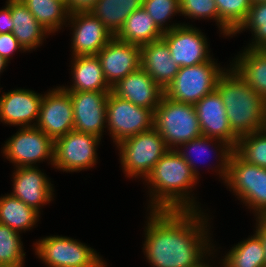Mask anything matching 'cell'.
Listing matches in <instances>:
<instances>
[{
	"instance_id": "obj_1",
	"label": "cell",
	"mask_w": 266,
	"mask_h": 267,
	"mask_svg": "<svg viewBox=\"0 0 266 267\" xmlns=\"http://www.w3.org/2000/svg\"><path fill=\"white\" fill-rule=\"evenodd\" d=\"M205 214L203 210H150L142 247L149 264L153 267H200L208 256H214L218 250L211 242L209 216Z\"/></svg>"
},
{
	"instance_id": "obj_2",
	"label": "cell",
	"mask_w": 266,
	"mask_h": 267,
	"mask_svg": "<svg viewBox=\"0 0 266 267\" xmlns=\"http://www.w3.org/2000/svg\"><path fill=\"white\" fill-rule=\"evenodd\" d=\"M199 178L176 149H169L144 180L149 191V210L201 211L192 194Z\"/></svg>"
},
{
	"instance_id": "obj_3",
	"label": "cell",
	"mask_w": 266,
	"mask_h": 267,
	"mask_svg": "<svg viewBox=\"0 0 266 267\" xmlns=\"http://www.w3.org/2000/svg\"><path fill=\"white\" fill-rule=\"evenodd\" d=\"M216 89L238 138L266 128V101L231 66L219 77Z\"/></svg>"
},
{
	"instance_id": "obj_4",
	"label": "cell",
	"mask_w": 266,
	"mask_h": 267,
	"mask_svg": "<svg viewBox=\"0 0 266 267\" xmlns=\"http://www.w3.org/2000/svg\"><path fill=\"white\" fill-rule=\"evenodd\" d=\"M154 128L168 149H177L202 136L195 106L173 101L165 95L154 110Z\"/></svg>"
},
{
	"instance_id": "obj_5",
	"label": "cell",
	"mask_w": 266,
	"mask_h": 267,
	"mask_svg": "<svg viewBox=\"0 0 266 267\" xmlns=\"http://www.w3.org/2000/svg\"><path fill=\"white\" fill-rule=\"evenodd\" d=\"M120 151V163L127 178L145 180L152 168L169 150L160 133L153 127L120 141L115 145Z\"/></svg>"
},
{
	"instance_id": "obj_6",
	"label": "cell",
	"mask_w": 266,
	"mask_h": 267,
	"mask_svg": "<svg viewBox=\"0 0 266 267\" xmlns=\"http://www.w3.org/2000/svg\"><path fill=\"white\" fill-rule=\"evenodd\" d=\"M224 183L238 200L255 213L254 216L266 214L265 168L248 163L233 151Z\"/></svg>"
},
{
	"instance_id": "obj_7",
	"label": "cell",
	"mask_w": 266,
	"mask_h": 267,
	"mask_svg": "<svg viewBox=\"0 0 266 267\" xmlns=\"http://www.w3.org/2000/svg\"><path fill=\"white\" fill-rule=\"evenodd\" d=\"M35 255L48 267H106L93 248L67 236H47L35 243Z\"/></svg>"
},
{
	"instance_id": "obj_8",
	"label": "cell",
	"mask_w": 266,
	"mask_h": 267,
	"mask_svg": "<svg viewBox=\"0 0 266 267\" xmlns=\"http://www.w3.org/2000/svg\"><path fill=\"white\" fill-rule=\"evenodd\" d=\"M215 60L179 67L173 81L165 88L164 95L179 103L195 105L216 89L219 77L227 69L220 67Z\"/></svg>"
},
{
	"instance_id": "obj_9",
	"label": "cell",
	"mask_w": 266,
	"mask_h": 267,
	"mask_svg": "<svg viewBox=\"0 0 266 267\" xmlns=\"http://www.w3.org/2000/svg\"><path fill=\"white\" fill-rule=\"evenodd\" d=\"M106 126L117 145L123 139L154 127V111L137 106L109 92L106 108Z\"/></svg>"
},
{
	"instance_id": "obj_10",
	"label": "cell",
	"mask_w": 266,
	"mask_h": 267,
	"mask_svg": "<svg viewBox=\"0 0 266 267\" xmlns=\"http://www.w3.org/2000/svg\"><path fill=\"white\" fill-rule=\"evenodd\" d=\"M5 158L17 167H36V163L49 160L54 163V141L36 127H23L5 142ZM35 164V165H34Z\"/></svg>"
},
{
	"instance_id": "obj_11",
	"label": "cell",
	"mask_w": 266,
	"mask_h": 267,
	"mask_svg": "<svg viewBox=\"0 0 266 267\" xmlns=\"http://www.w3.org/2000/svg\"><path fill=\"white\" fill-rule=\"evenodd\" d=\"M101 138L72 130L54 141L53 167L59 171L79 172L97 163Z\"/></svg>"
},
{
	"instance_id": "obj_12",
	"label": "cell",
	"mask_w": 266,
	"mask_h": 267,
	"mask_svg": "<svg viewBox=\"0 0 266 267\" xmlns=\"http://www.w3.org/2000/svg\"><path fill=\"white\" fill-rule=\"evenodd\" d=\"M35 127L53 141L74 130L73 104L68 91L57 86L43 95Z\"/></svg>"
},
{
	"instance_id": "obj_13",
	"label": "cell",
	"mask_w": 266,
	"mask_h": 267,
	"mask_svg": "<svg viewBox=\"0 0 266 267\" xmlns=\"http://www.w3.org/2000/svg\"><path fill=\"white\" fill-rule=\"evenodd\" d=\"M162 39L179 67L193 66L212 59L206 36L192 24L183 23L166 31Z\"/></svg>"
},
{
	"instance_id": "obj_14",
	"label": "cell",
	"mask_w": 266,
	"mask_h": 267,
	"mask_svg": "<svg viewBox=\"0 0 266 267\" xmlns=\"http://www.w3.org/2000/svg\"><path fill=\"white\" fill-rule=\"evenodd\" d=\"M71 25L72 57L96 56L98 52L114 37L104 24L90 12L69 14Z\"/></svg>"
},
{
	"instance_id": "obj_15",
	"label": "cell",
	"mask_w": 266,
	"mask_h": 267,
	"mask_svg": "<svg viewBox=\"0 0 266 267\" xmlns=\"http://www.w3.org/2000/svg\"><path fill=\"white\" fill-rule=\"evenodd\" d=\"M111 91L69 92L73 104L74 130L102 139L106 124L107 97Z\"/></svg>"
},
{
	"instance_id": "obj_16",
	"label": "cell",
	"mask_w": 266,
	"mask_h": 267,
	"mask_svg": "<svg viewBox=\"0 0 266 267\" xmlns=\"http://www.w3.org/2000/svg\"><path fill=\"white\" fill-rule=\"evenodd\" d=\"M97 57L102 64L104 77L112 87L140 68L141 46L121 41L114 36L98 52Z\"/></svg>"
},
{
	"instance_id": "obj_17",
	"label": "cell",
	"mask_w": 266,
	"mask_h": 267,
	"mask_svg": "<svg viewBox=\"0 0 266 267\" xmlns=\"http://www.w3.org/2000/svg\"><path fill=\"white\" fill-rule=\"evenodd\" d=\"M42 97L43 94L23 88L2 93L0 96V122L11 126H20L19 128L35 127Z\"/></svg>"
},
{
	"instance_id": "obj_18",
	"label": "cell",
	"mask_w": 266,
	"mask_h": 267,
	"mask_svg": "<svg viewBox=\"0 0 266 267\" xmlns=\"http://www.w3.org/2000/svg\"><path fill=\"white\" fill-rule=\"evenodd\" d=\"M194 106L202 136L224 141L234 149L237 145L238 137L231 129L225 111L226 108L218 90L215 89L205 95Z\"/></svg>"
},
{
	"instance_id": "obj_19",
	"label": "cell",
	"mask_w": 266,
	"mask_h": 267,
	"mask_svg": "<svg viewBox=\"0 0 266 267\" xmlns=\"http://www.w3.org/2000/svg\"><path fill=\"white\" fill-rule=\"evenodd\" d=\"M14 169L13 192L10 194L41 214V207L49 204L54 197L53 184L37 166Z\"/></svg>"
},
{
	"instance_id": "obj_20",
	"label": "cell",
	"mask_w": 266,
	"mask_h": 267,
	"mask_svg": "<svg viewBox=\"0 0 266 267\" xmlns=\"http://www.w3.org/2000/svg\"><path fill=\"white\" fill-rule=\"evenodd\" d=\"M111 92L131 103L152 109L159 105L164 89L141 67L112 86Z\"/></svg>"
},
{
	"instance_id": "obj_21",
	"label": "cell",
	"mask_w": 266,
	"mask_h": 267,
	"mask_svg": "<svg viewBox=\"0 0 266 267\" xmlns=\"http://www.w3.org/2000/svg\"><path fill=\"white\" fill-rule=\"evenodd\" d=\"M140 60V67L164 90L179 70V66L172 59L170 50L162 38L141 46Z\"/></svg>"
},
{
	"instance_id": "obj_22",
	"label": "cell",
	"mask_w": 266,
	"mask_h": 267,
	"mask_svg": "<svg viewBox=\"0 0 266 267\" xmlns=\"http://www.w3.org/2000/svg\"><path fill=\"white\" fill-rule=\"evenodd\" d=\"M209 146L212 148L215 147L213 149L214 151L217 148L216 152L214 153H216V156L219 157L218 158L219 164L214 167V169L218 168L214 171L217 173V175H219V178H221L223 182H225L227 173H228L230 156L232 152L234 151V149L228 143L218 140V139L201 136V137H198L196 139H193L189 142H186L180 145L176 150L182 156V158L186 161V163L191 167V170L193 171V173L199 178L200 173L198 172L197 170L198 168L196 167V164H198V161L196 163V159H194L193 156L198 157L200 155L202 156L206 155V153L208 154L209 152H211L210 151L211 149L208 151Z\"/></svg>"
},
{
	"instance_id": "obj_23",
	"label": "cell",
	"mask_w": 266,
	"mask_h": 267,
	"mask_svg": "<svg viewBox=\"0 0 266 267\" xmlns=\"http://www.w3.org/2000/svg\"><path fill=\"white\" fill-rule=\"evenodd\" d=\"M72 85L62 86L68 92L111 91L102 70L100 59L96 56L72 57Z\"/></svg>"
},
{
	"instance_id": "obj_24",
	"label": "cell",
	"mask_w": 266,
	"mask_h": 267,
	"mask_svg": "<svg viewBox=\"0 0 266 267\" xmlns=\"http://www.w3.org/2000/svg\"><path fill=\"white\" fill-rule=\"evenodd\" d=\"M12 33L24 51L30 52L43 44L50 33L36 20L21 0H11Z\"/></svg>"
},
{
	"instance_id": "obj_25",
	"label": "cell",
	"mask_w": 266,
	"mask_h": 267,
	"mask_svg": "<svg viewBox=\"0 0 266 267\" xmlns=\"http://www.w3.org/2000/svg\"><path fill=\"white\" fill-rule=\"evenodd\" d=\"M240 52L230 66L266 101V49L244 47Z\"/></svg>"
},
{
	"instance_id": "obj_26",
	"label": "cell",
	"mask_w": 266,
	"mask_h": 267,
	"mask_svg": "<svg viewBox=\"0 0 266 267\" xmlns=\"http://www.w3.org/2000/svg\"><path fill=\"white\" fill-rule=\"evenodd\" d=\"M164 32L143 7L134 10L115 37L130 44L143 46L162 38Z\"/></svg>"
},
{
	"instance_id": "obj_27",
	"label": "cell",
	"mask_w": 266,
	"mask_h": 267,
	"mask_svg": "<svg viewBox=\"0 0 266 267\" xmlns=\"http://www.w3.org/2000/svg\"><path fill=\"white\" fill-rule=\"evenodd\" d=\"M144 0H97L89 11L115 36L127 17L142 7Z\"/></svg>"
},
{
	"instance_id": "obj_28",
	"label": "cell",
	"mask_w": 266,
	"mask_h": 267,
	"mask_svg": "<svg viewBox=\"0 0 266 267\" xmlns=\"http://www.w3.org/2000/svg\"><path fill=\"white\" fill-rule=\"evenodd\" d=\"M39 217V212L11 194L0 197L1 224L22 233L30 231L39 221Z\"/></svg>"
},
{
	"instance_id": "obj_29",
	"label": "cell",
	"mask_w": 266,
	"mask_h": 267,
	"mask_svg": "<svg viewBox=\"0 0 266 267\" xmlns=\"http://www.w3.org/2000/svg\"><path fill=\"white\" fill-rule=\"evenodd\" d=\"M230 249L220 260L221 267H266L264 246L256 232Z\"/></svg>"
},
{
	"instance_id": "obj_30",
	"label": "cell",
	"mask_w": 266,
	"mask_h": 267,
	"mask_svg": "<svg viewBox=\"0 0 266 267\" xmlns=\"http://www.w3.org/2000/svg\"><path fill=\"white\" fill-rule=\"evenodd\" d=\"M36 20L53 34L67 27L69 12L63 0H21Z\"/></svg>"
},
{
	"instance_id": "obj_31",
	"label": "cell",
	"mask_w": 266,
	"mask_h": 267,
	"mask_svg": "<svg viewBox=\"0 0 266 267\" xmlns=\"http://www.w3.org/2000/svg\"><path fill=\"white\" fill-rule=\"evenodd\" d=\"M215 2L219 13L220 34L233 37L245 22L252 0H215Z\"/></svg>"
},
{
	"instance_id": "obj_32",
	"label": "cell",
	"mask_w": 266,
	"mask_h": 267,
	"mask_svg": "<svg viewBox=\"0 0 266 267\" xmlns=\"http://www.w3.org/2000/svg\"><path fill=\"white\" fill-rule=\"evenodd\" d=\"M21 233L0 223V267H24Z\"/></svg>"
},
{
	"instance_id": "obj_33",
	"label": "cell",
	"mask_w": 266,
	"mask_h": 267,
	"mask_svg": "<svg viewBox=\"0 0 266 267\" xmlns=\"http://www.w3.org/2000/svg\"><path fill=\"white\" fill-rule=\"evenodd\" d=\"M234 151L248 163L266 169V128L239 137Z\"/></svg>"
},
{
	"instance_id": "obj_34",
	"label": "cell",
	"mask_w": 266,
	"mask_h": 267,
	"mask_svg": "<svg viewBox=\"0 0 266 267\" xmlns=\"http://www.w3.org/2000/svg\"><path fill=\"white\" fill-rule=\"evenodd\" d=\"M245 29H251L252 34V42L246 46L247 49H266V2H252L245 22L233 36Z\"/></svg>"
},
{
	"instance_id": "obj_35",
	"label": "cell",
	"mask_w": 266,
	"mask_h": 267,
	"mask_svg": "<svg viewBox=\"0 0 266 267\" xmlns=\"http://www.w3.org/2000/svg\"><path fill=\"white\" fill-rule=\"evenodd\" d=\"M142 7L151 15L156 25L163 31H169L182 25L181 23H173L168 25L173 16L180 13L179 0H144ZM172 16V17H171Z\"/></svg>"
},
{
	"instance_id": "obj_36",
	"label": "cell",
	"mask_w": 266,
	"mask_h": 267,
	"mask_svg": "<svg viewBox=\"0 0 266 267\" xmlns=\"http://www.w3.org/2000/svg\"><path fill=\"white\" fill-rule=\"evenodd\" d=\"M180 15L190 19L215 20L219 28V13L215 0H179ZM188 16V17H187Z\"/></svg>"
},
{
	"instance_id": "obj_37",
	"label": "cell",
	"mask_w": 266,
	"mask_h": 267,
	"mask_svg": "<svg viewBox=\"0 0 266 267\" xmlns=\"http://www.w3.org/2000/svg\"><path fill=\"white\" fill-rule=\"evenodd\" d=\"M17 50L25 52L13 33H0V56L9 63Z\"/></svg>"
},
{
	"instance_id": "obj_38",
	"label": "cell",
	"mask_w": 266,
	"mask_h": 267,
	"mask_svg": "<svg viewBox=\"0 0 266 267\" xmlns=\"http://www.w3.org/2000/svg\"><path fill=\"white\" fill-rule=\"evenodd\" d=\"M5 4L3 9L0 10V33H9L13 30L11 0H7Z\"/></svg>"
},
{
	"instance_id": "obj_39",
	"label": "cell",
	"mask_w": 266,
	"mask_h": 267,
	"mask_svg": "<svg viewBox=\"0 0 266 267\" xmlns=\"http://www.w3.org/2000/svg\"><path fill=\"white\" fill-rule=\"evenodd\" d=\"M97 0H67L66 7L69 14L76 12H89Z\"/></svg>"
},
{
	"instance_id": "obj_40",
	"label": "cell",
	"mask_w": 266,
	"mask_h": 267,
	"mask_svg": "<svg viewBox=\"0 0 266 267\" xmlns=\"http://www.w3.org/2000/svg\"><path fill=\"white\" fill-rule=\"evenodd\" d=\"M256 229L255 232L261 237L265 251L266 262V214L256 217Z\"/></svg>"
},
{
	"instance_id": "obj_41",
	"label": "cell",
	"mask_w": 266,
	"mask_h": 267,
	"mask_svg": "<svg viewBox=\"0 0 266 267\" xmlns=\"http://www.w3.org/2000/svg\"><path fill=\"white\" fill-rule=\"evenodd\" d=\"M7 65L8 62L0 56V74L4 72V69L7 67Z\"/></svg>"
},
{
	"instance_id": "obj_42",
	"label": "cell",
	"mask_w": 266,
	"mask_h": 267,
	"mask_svg": "<svg viewBox=\"0 0 266 267\" xmlns=\"http://www.w3.org/2000/svg\"><path fill=\"white\" fill-rule=\"evenodd\" d=\"M210 263H209V261L206 263H204L202 266H200V267H212L211 265H209Z\"/></svg>"
},
{
	"instance_id": "obj_43",
	"label": "cell",
	"mask_w": 266,
	"mask_h": 267,
	"mask_svg": "<svg viewBox=\"0 0 266 267\" xmlns=\"http://www.w3.org/2000/svg\"><path fill=\"white\" fill-rule=\"evenodd\" d=\"M252 2H266V0H252Z\"/></svg>"
}]
</instances>
